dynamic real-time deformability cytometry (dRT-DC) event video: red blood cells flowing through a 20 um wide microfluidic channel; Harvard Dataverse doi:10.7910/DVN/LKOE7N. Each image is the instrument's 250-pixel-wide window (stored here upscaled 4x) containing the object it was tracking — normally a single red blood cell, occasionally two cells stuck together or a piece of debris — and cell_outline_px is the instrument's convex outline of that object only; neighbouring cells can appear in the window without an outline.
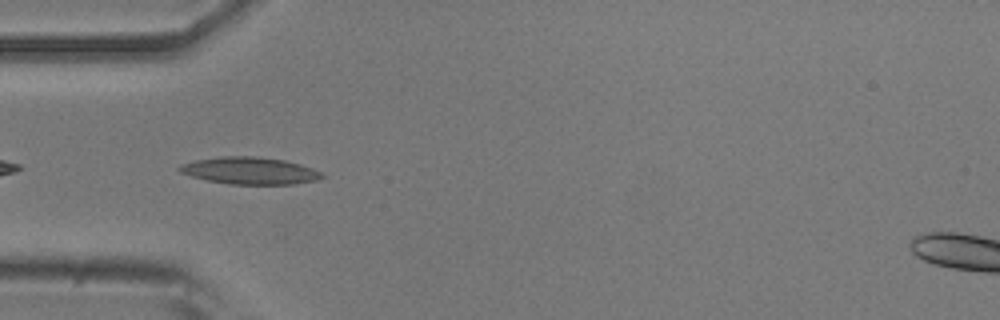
{"species": "common noctule bat (a hibernating species)", "species_latin": "Nyctalus noctula", "temperature_condition": "room temperature", "stored_images_in_passage": 31, "camera_frame_rate_fps": 3000, "um_per_image_px": 0.085, "animal": {"sex": "male", "body_mass_g": 20.5, "forearm_length_mm": 52.5}, "frame": {"image": 1, "passage_image": 2, "time_ms": 0.333, "image_size_px": [1000, 320], "cell_outline_px": [[324, 176], [320, 180], [296, 184], [228, 184], [208, 180], [192, 176], [180, 172], [176, 168], [180, 164], [196, 160], [220, 156], [256, 156], [284, 160], [300, 164], [312, 168], [320, 172]], "centroid_in_image_um": [21.24, 14.51], "position_along_channel_um": 63.8, "area_um2": 22.54}}
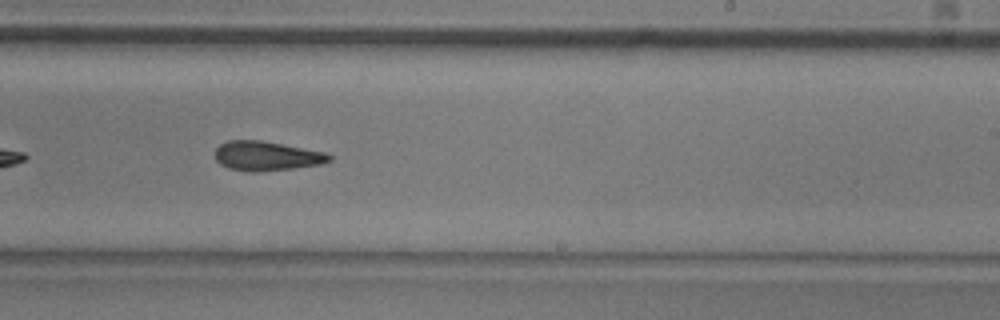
{"frame": {"image": 2, "passage_image": 18, "time_ms": 5.667, "image_size_px": [1000, 320], "cell_outline_px": [[332, 160], [324, 164], [292, 168], [256, 172], [248, 172], [228, 168], [220, 164], [216, 160], [216, 148], [220, 144], [228, 140], [260, 140], [328, 152], [332, 156]], "centroid_in_image_um": [22.69, 13.26], "position_along_channel_um": 266.3, "area_um2": 19.77}}
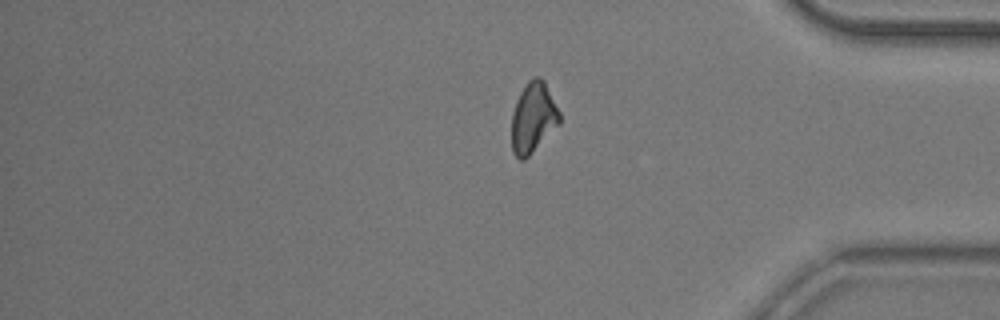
{"frame": {"image": 3, "passage_image": 31, "time_ms": 10.0, "image_size_px": [1000, 320], "cell_outline_px": [[560, 124], [524, 160], [520, 160], [512, 152], [512, 112], [516, 100], [520, 92], [528, 80], [532, 76], [540, 76], [544, 80], [560, 112]], "centroid_in_image_um": [45.32, 9.97], "position_along_channel_um": 389.9, "area_um2": 19.77}, "authors_computed_cell_mechanics": {"area_um2": 19.8832, "velocity_mm_per_s": 3.7927, "shape_relaxation_time_tau1_ms": 8.3229, "shape_relaxation_time_tau2_ms": 5.5894, "deformation_change_tau1": 0.2016, "deformation_change_tau2": 0.1594}}